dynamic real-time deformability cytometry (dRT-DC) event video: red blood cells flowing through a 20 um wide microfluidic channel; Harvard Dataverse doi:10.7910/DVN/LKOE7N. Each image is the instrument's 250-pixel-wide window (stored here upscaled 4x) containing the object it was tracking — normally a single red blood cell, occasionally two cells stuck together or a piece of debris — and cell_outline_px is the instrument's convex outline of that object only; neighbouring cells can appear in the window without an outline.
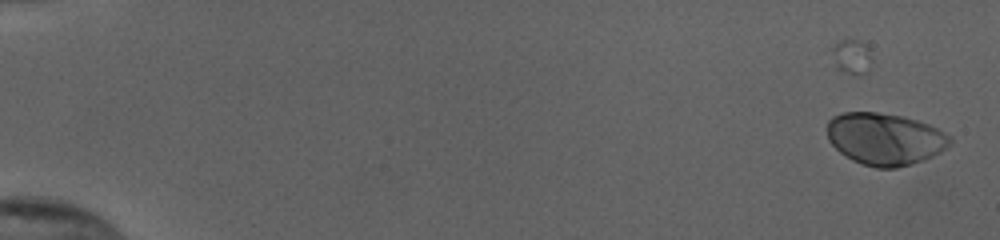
{"species": "human", "species_latin": "Homo sapiens", "temperature_condition": "cold", "stored_images_in_passage": 34, "camera_frame_rate_fps": 3000, "um_per_image_px": 0.085, "donor": {"sex": "female"}, "frame": {"image": 1, "passage_image": 1, "time_ms": 0.0, "image_size_px": [1000, 240], "cell_outline_px": [[952, 144], [940, 152], [924, 160], [912, 164], [896, 168], [876, 168], [852, 160], [840, 152], [828, 140], [828, 120], [832, 116], [844, 112], [876, 112], [904, 116], [928, 124], [952, 136]], "centroid_in_image_um": [75.24, 11.81], "position_along_channel_um": 9.8, "area_um2": 37.4}}
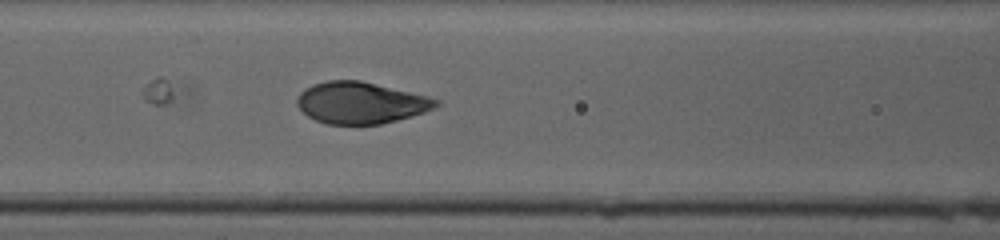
{"frame": {"image": 2, "passage_image": 25, "time_ms": 8.0, "image_size_px": [1000, 240], "cell_outline_px": [[440, 104], [424, 112], [412, 116], [380, 124], [328, 124], [316, 120], [308, 116], [296, 104], [296, 96], [304, 88], [312, 84], [328, 80], [360, 80], [428, 96], [440, 100]], "centroid_in_image_um": [30.64, 8.73], "position_along_channel_um": 136.0, "area_um2": 33.64}}
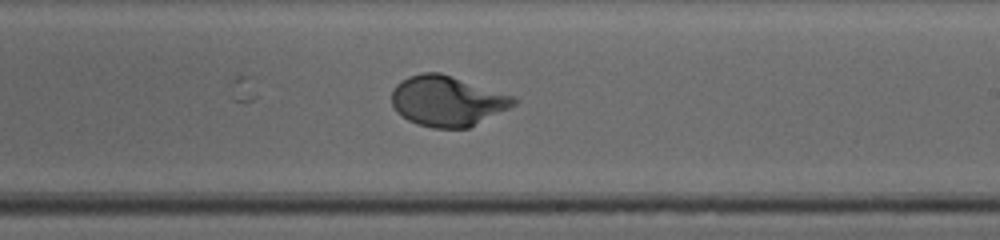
{"frame": {"image": 3, "passage_image": 34, "time_ms": 11.0, "image_size_px": [1000, 240], "cell_outline_px": [[516, 104], [468, 128], [432, 128], [416, 124], [408, 120], [396, 112], [392, 104], [392, 88], [396, 84], [408, 76], [420, 72], [440, 72], [516, 96]], "centroid_in_image_um": [37.99, 8.57], "position_along_channel_um": 251.0, "area_um2": 35.95}}